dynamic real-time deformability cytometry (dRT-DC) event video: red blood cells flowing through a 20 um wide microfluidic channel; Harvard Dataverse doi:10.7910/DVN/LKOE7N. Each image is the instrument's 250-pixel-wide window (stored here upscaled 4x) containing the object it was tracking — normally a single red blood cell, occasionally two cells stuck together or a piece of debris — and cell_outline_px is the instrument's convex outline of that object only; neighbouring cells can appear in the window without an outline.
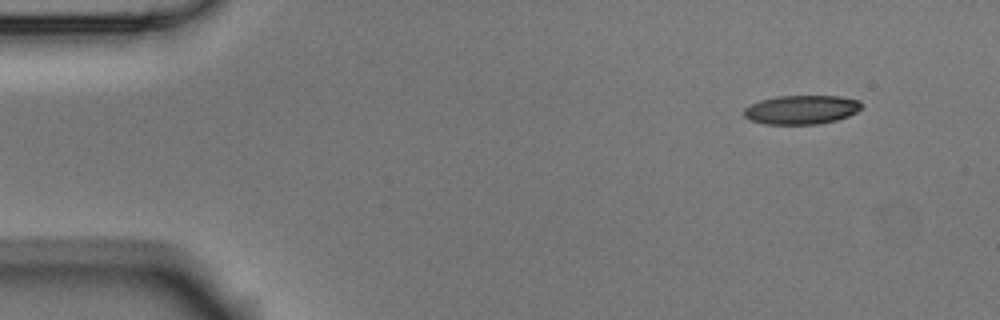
{"species": "Egyptian fruit bat (a non-hibernating species)", "species_latin": "Rousettus aegyptiacus", "temperature_condition": "room temperature", "stored_images_in_passage": 5, "camera_frame_rate_fps": 3000, "um_per_image_px": 0.085, "animal": {"sex": "male"}, "frame": {"image": 1, "passage_image": 1, "time_ms": 0.0, "image_size_px": [1000, 320], "cell_outline_px": [[860, 108], [856, 112], [848, 116], [836, 120], [816, 124], [764, 124], [752, 120], [744, 116], [744, 108], [760, 100], [776, 96], [840, 96], [860, 100]], "centroid_in_image_um": [68.11, 9.32], "position_along_channel_um": 16.9, "area_um2": 19.71}}
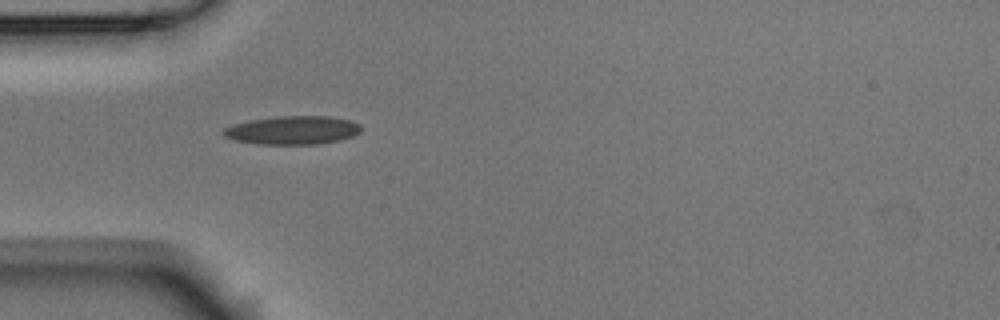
{"frame": {"image": 2, "passage_image": 4, "time_ms": 1.0, "image_size_px": [1000, 320], "cell_outline_px": [[360, 132], [352, 136], [340, 140], [316, 144], [256, 144], [236, 140], [224, 136], [220, 132], [224, 128], [232, 124], [248, 120], [276, 116], [328, 116], [348, 120], [360, 124]], "centroid_in_image_um": [24.82, 11.06], "position_along_channel_um": 60.2, "area_um2": 22.89}}
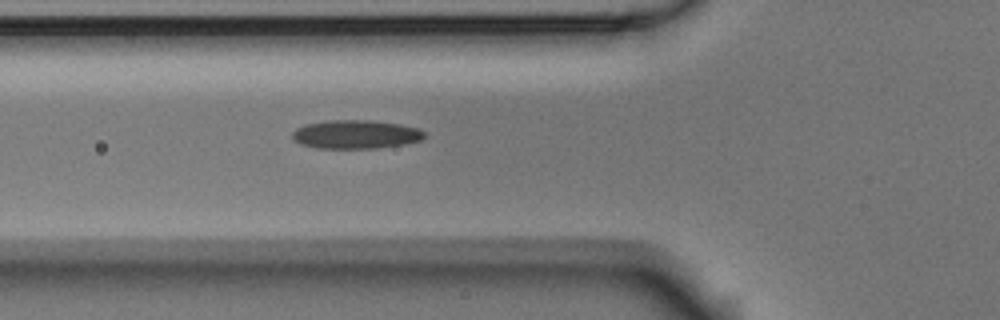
{"frame": {"image": 3, "passage_image": 5, "time_ms": 1.333, "image_size_px": [1000, 320], "cell_outline_px": [[424, 136], [420, 140], [404, 144], [376, 148], [316, 148], [300, 144], [292, 140], [292, 132], [296, 128], [304, 124], [328, 120], [368, 120], [400, 124], [420, 128], [424, 132]], "centroid_in_image_um": [30.19, 11.42], "position_along_channel_um": 95.6, "area_um2": 22.14}}